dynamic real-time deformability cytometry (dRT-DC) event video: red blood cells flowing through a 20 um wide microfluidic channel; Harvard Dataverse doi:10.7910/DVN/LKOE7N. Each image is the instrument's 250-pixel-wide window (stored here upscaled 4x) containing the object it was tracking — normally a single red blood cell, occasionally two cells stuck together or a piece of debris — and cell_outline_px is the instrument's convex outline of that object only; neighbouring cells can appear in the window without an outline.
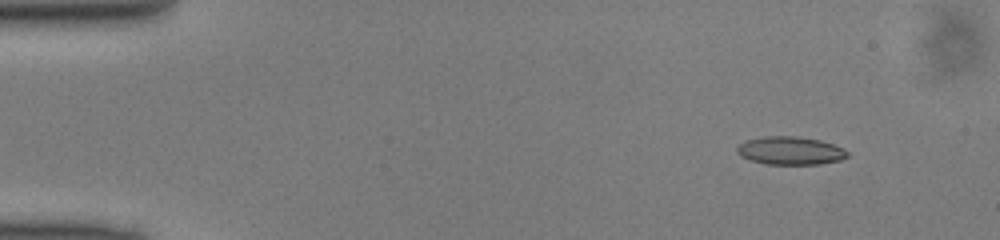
{"species": "common noctule bat (a hibernating species)", "species_latin": "Nyctalus noctula", "temperature_condition": "cold", "stored_images_in_passage": 46, "camera_frame_rate_fps": 3000, "um_per_image_px": 0.085, "animal": {"sex": "male", "body_mass_g": 13.0, "forearm_length_mm": 53.1}, "frame": {"image": 1, "passage_image": 2, "time_ms": 0.333, "image_size_px": [1000, 240], "cell_outline_px": [[848, 156], [840, 160], [820, 164], [764, 164], [740, 156], [736, 152], [736, 148], [744, 140], [764, 136], [796, 136], [820, 140], [844, 148], [848, 152]], "centroid_in_image_um": [67.16, 12.8], "position_along_channel_um": 17.8, "area_um2": 18.15}}
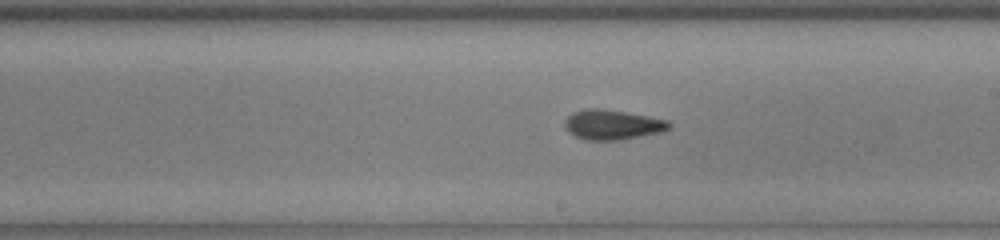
{"frame": {"image": 2, "passage_image": 25, "time_ms": 8.0, "image_size_px": [1000, 240], "cell_outline_px": [[672, 124], [664, 132], [620, 140], [588, 140], [576, 136], [568, 132], [564, 128], [564, 120], [572, 112], [584, 108], [600, 108], [648, 116], [668, 120]], "centroid_in_image_um": [52.04, 10.6], "position_along_channel_um": 237.0, "area_um2": 18.32}}
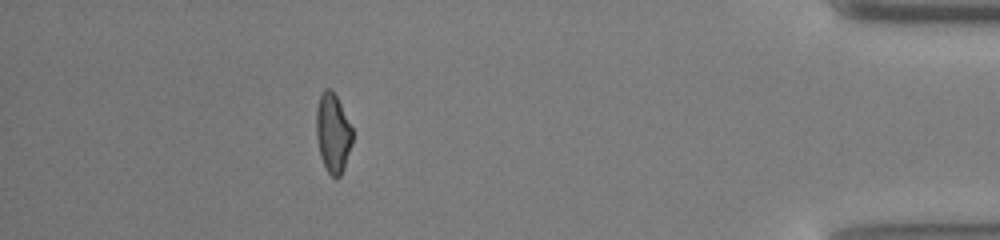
{"frame": {"image": 3, "passage_image": 41, "time_ms": 13.333, "image_size_px": [1000, 240], "cell_outline_px": [[352, 144], [344, 168], [340, 176], [336, 180], [328, 172], [320, 156], [316, 136], [316, 108], [320, 96], [324, 88], [332, 88], [352, 128]], "centroid_in_image_um": [28.28, 11.31], "position_along_channel_um": 406.9, "area_um2": 16.7}}